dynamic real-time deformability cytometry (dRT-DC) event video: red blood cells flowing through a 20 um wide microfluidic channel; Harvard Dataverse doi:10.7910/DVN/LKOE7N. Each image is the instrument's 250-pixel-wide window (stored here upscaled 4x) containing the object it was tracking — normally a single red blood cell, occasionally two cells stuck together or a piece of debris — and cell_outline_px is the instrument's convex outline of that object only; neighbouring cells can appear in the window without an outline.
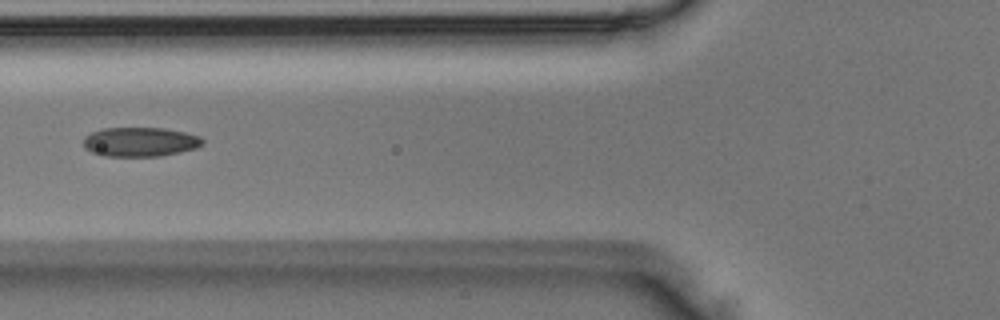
{"species": "Egyptian fruit bat (a non-hibernating species)", "species_latin": "Rousettus aegyptiacus", "temperature_condition": "room temperature", "stored_images_in_passage": 6, "camera_frame_rate_fps": 3000, "um_per_image_px": 0.085, "animal": {"sex": "male"}, "frame": {"image": 1, "passage_image": 6, "time_ms": 1.667, "image_size_px": [1000, 320], "cell_outline_px": [[204, 144], [196, 148], [180, 152], [160, 156], [104, 156], [92, 152], [84, 148], [84, 136], [92, 132], [104, 128], [164, 128], [184, 132], [200, 136], [204, 140]], "centroid_in_image_um": [11.92, 12.06], "position_along_channel_um": 113.9, "area_um2": 20.4}}